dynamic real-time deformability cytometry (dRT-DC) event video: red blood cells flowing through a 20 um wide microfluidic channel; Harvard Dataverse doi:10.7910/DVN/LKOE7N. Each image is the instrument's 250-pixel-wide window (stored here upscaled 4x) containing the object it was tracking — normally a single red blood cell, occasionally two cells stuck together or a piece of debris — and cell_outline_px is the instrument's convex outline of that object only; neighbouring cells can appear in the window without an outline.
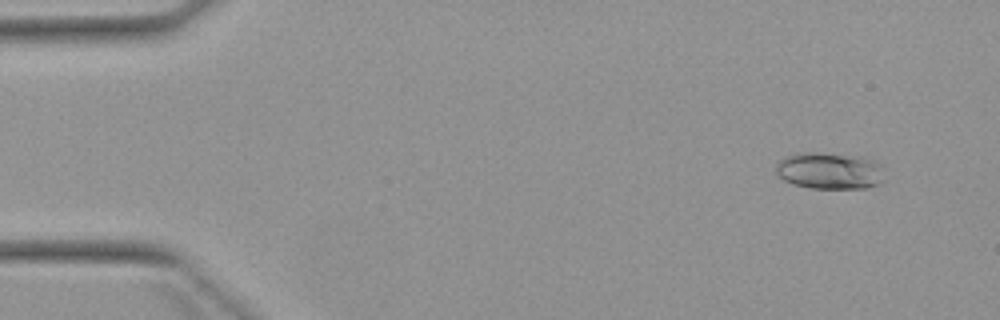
{"species": "Egyptian fruit bat (a non-hibernating species)", "species_latin": "Rousettus aegyptiacus", "temperature_condition": "warm", "stored_images_in_passage": 3, "camera_frame_rate_fps": 3000, "um_per_image_px": 0.085, "animal": {"sex": "female"}, "frame": {"image": 1, "passage_image": 1, "time_ms": 0.0, "image_size_px": [1000, 320], "cell_outline_px": [[884, 180], [880, 184], [864, 188], [812, 188], [792, 184], [784, 180], [776, 172], [776, 160], [784, 156], [796, 152], [820, 152], [872, 156], [884, 164]], "centroid_in_image_um": [70.59, 14.47], "position_along_channel_um": 14.4, "area_um2": 24.39}}